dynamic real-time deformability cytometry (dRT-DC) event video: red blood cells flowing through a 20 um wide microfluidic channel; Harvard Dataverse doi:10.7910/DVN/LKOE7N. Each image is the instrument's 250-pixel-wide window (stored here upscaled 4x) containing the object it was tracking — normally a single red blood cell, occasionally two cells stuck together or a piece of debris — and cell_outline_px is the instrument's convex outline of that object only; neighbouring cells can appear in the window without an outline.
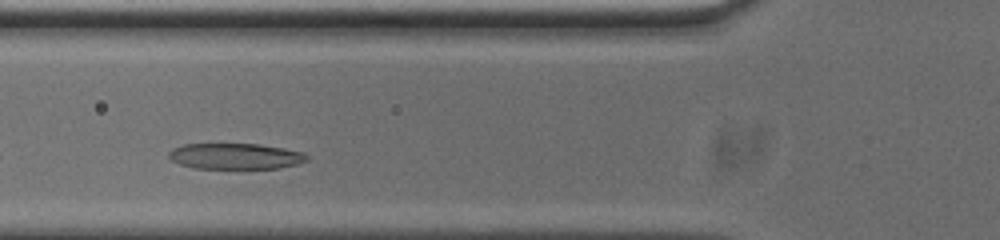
{"species": "common noctule bat (a hibernating species)", "species_latin": "Nyctalus noctula", "temperature_condition": "cold", "stored_images_in_passage": 28, "camera_frame_rate_fps": 3000, "um_per_image_px": 0.085, "animal": {"sex": "male", "body_mass_g": 20.0, "forearm_length_mm": 53.3}, "frame": {"image": 1, "passage_image": 6, "time_ms": 1.667, "image_size_px": [1000, 240], "cell_outline_px": [[308, 160], [296, 164], [276, 168], [192, 168], [180, 164], [172, 160], [168, 156], [168, 152], [172, 148], [184, 144], [260, 144], [284, 148], [304, 152], [308, 156]], "centroid_in_image_um": [19.99, 13.27], "position_along_channel_um": 105.8, "area_um2": 20.81}}
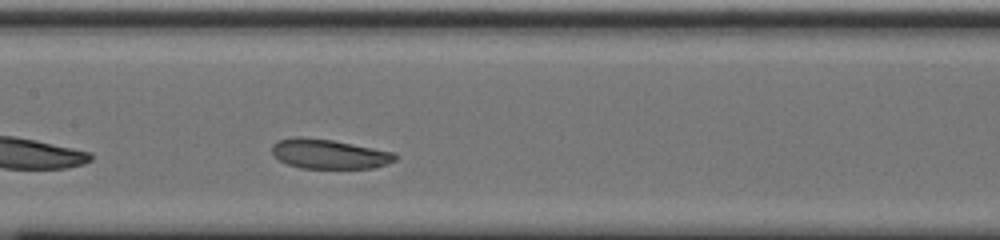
{"frame": {"image": 2, "passage_image": 12, "time_ms": 3.667, "image_size_px": [1000, 240], "cell_outline_px": [[396, 160], [388, 164], [372, 168], [300, 168], [288, 164], [280, 160], [272, 152], [272, 144], [276, 140], [292, 136], [304, 136], [332, 140], [396, 152]], "centroid_in_image_um": [27.96, 13.07], "position_along_channel_um": 179.4, "area_um2": 21.44}}
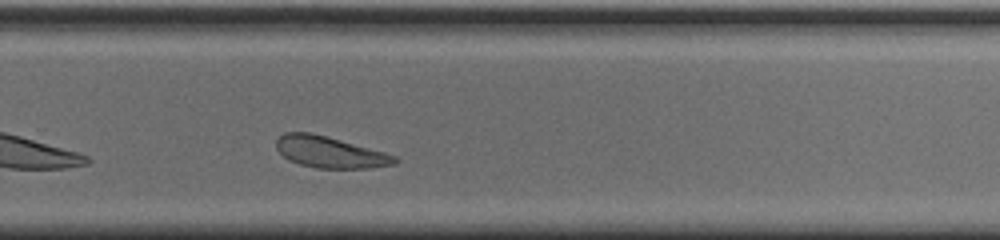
{"frame": {"image": 3, "passage_image": 22, "time_ms": 7.0, "image_size_px": [1000, 240], "cell_outline_px": [[400, 160], [396, 164], [368, 168], [316, 168], [300, 164], [288, 160], [276, 148], [276, 140], [284, 132], [308, 132], [340, 140], [384, 152], [396, 156]], "centroid_in_image_um": [28.04, 12.94], "position_along_channel_um": 301.8, "area_um2": 21.44}, "authors_computed_cell_mechanics": {"area_um2": 21.5594, "velocity_mm_per_s": 3.6801, "shape_relaxation_time_tau1_ms": 4.8067, "shape_relaxation_time_tau2_ms": 3.9511, "deformation_change_tau1": 0.1115, "deformation_change_tau2": 0.1109}}